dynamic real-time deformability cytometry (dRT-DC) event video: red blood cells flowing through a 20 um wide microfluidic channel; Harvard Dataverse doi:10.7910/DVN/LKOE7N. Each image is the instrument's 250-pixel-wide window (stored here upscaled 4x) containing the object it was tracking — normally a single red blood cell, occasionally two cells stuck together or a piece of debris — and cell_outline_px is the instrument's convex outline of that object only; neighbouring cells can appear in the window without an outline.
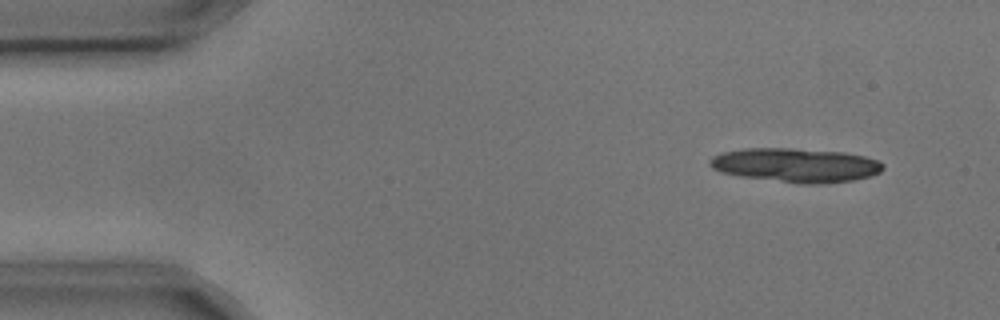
{"species": "common noctule bat (a hibernating species)", "species_latin": "Nyctalus noctula", "temperature_condition": "cold", "stored_images_in_passage": 5, "camera_frame_rate_fps": 3000, "um_per_image_px": 0.085, "animal": {"sex": "male", "body_mass_g": 17.9, "forearm_length_mm": 54.2}, "frame": {"image": 1, "passage_image": 1, "time_ms": 0.0, "image_size_px": [1000, 320], "cell_outline_px": [[884, 168], [880, 172], [872, 176], [852, 180], [820, 184], [804, 184], [740, 176], [720, 172], [712, 168], [708, 164], [708, 160], [712, 156], [720, 152], [744, 148], [792, 148], [844, 152], [864, 156], [876, 160], [884, 164]], "centroid_in_image_um": [67.61, 14.03], "position_along_channel_um": 17.4, "area_um2": 34.56}}